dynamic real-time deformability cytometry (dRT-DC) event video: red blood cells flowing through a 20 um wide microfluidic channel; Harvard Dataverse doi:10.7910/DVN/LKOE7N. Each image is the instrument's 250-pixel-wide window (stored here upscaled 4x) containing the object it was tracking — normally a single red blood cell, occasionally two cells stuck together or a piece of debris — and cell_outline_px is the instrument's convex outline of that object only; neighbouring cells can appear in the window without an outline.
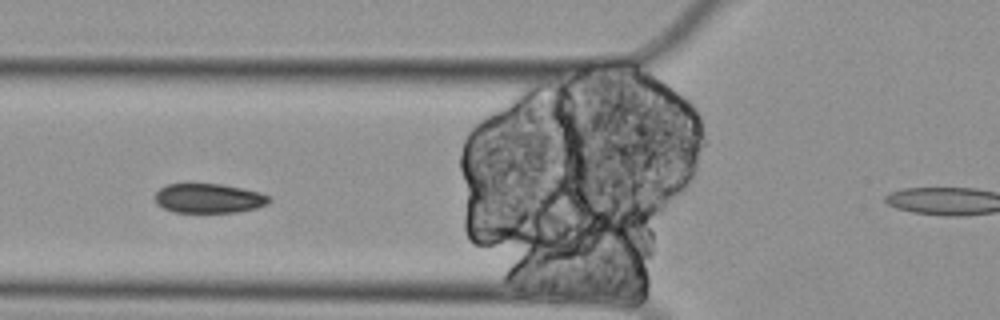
{"species": "Egyptian fruit bat (a non-hibernating species)", "species_latin": "Rousettus aegyptiacus", "temperature_condition": "cold", "stored_images_in_passage": 16, "camera_frame_rate_fps": 3000, "um_per_image_px": 0.085, "animal": {"sex": "female"}, "frame": {"image": 1, "passage_image": 6, "time_ms": 1.667, "image_size_px": [1000, 320], "cell_outline_px": [[272, 200], [268, 204], [256, 208], [236, 212], [172, 212], [156, 204], [156, 192], [164, 184], [220, 184], [260, 192], [272, 196]], "centroid_in_image_um": [17.77, 16.86], "position_along_channel_um": 108.0, "area_um2": 19.65}}
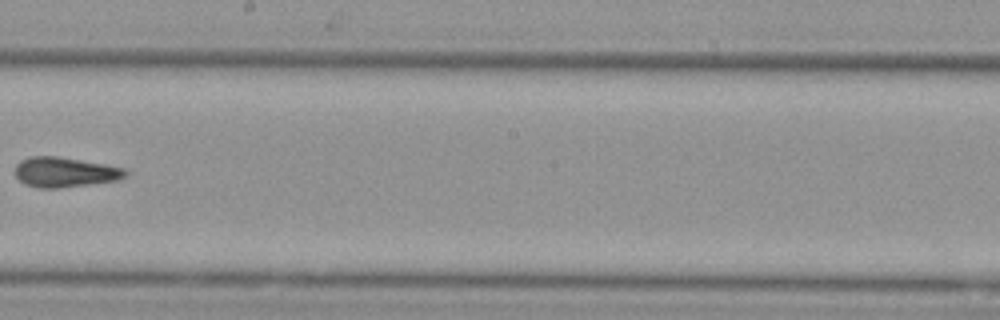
{"frame": {"image": 2, "passage_image": 10, "time_ms": 3.0, "image_size_px": [1000, 320], "cell_outline_px": [[128, 176], [116, 180], [88, 184], [56, 188], [40, 188], [24, 184], [12, 172], [16, 164], [20, 160], [28, 156], [56, 156], [104, 164], [124, 168], [128, 172]], "centroid_in_image_um": [5.46, 14.62], "position_along_channel_um": 242.7, "area_um2": 19.31}}
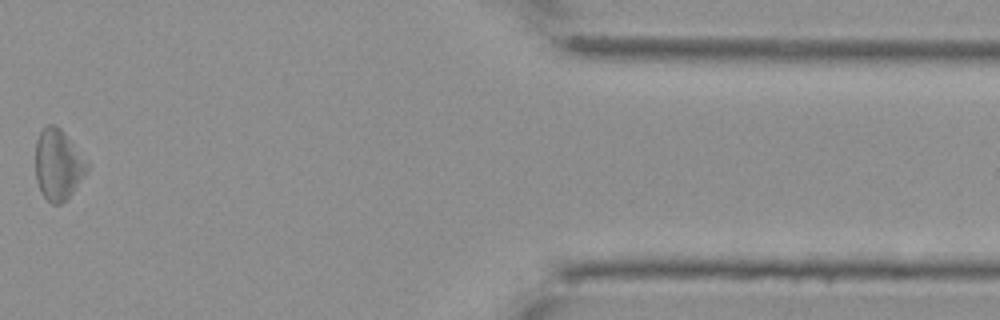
{"frame": {"image": 3, "passage_image": 15, "time_ms": 4.667, "image_size_px": [1000, 320], "cell_outline_px": [[88, 172], [72, 192], [60, 204], [52, 204], [40, 192], [36, 180], [36, 140], [40, 132], [48, 124], [56, 124], [64, 132], [88, 164]], "centroid_in_image_um": [4.92, 13.99], "position_along_channel_um": 406.5, "area_um2": 20.98}}